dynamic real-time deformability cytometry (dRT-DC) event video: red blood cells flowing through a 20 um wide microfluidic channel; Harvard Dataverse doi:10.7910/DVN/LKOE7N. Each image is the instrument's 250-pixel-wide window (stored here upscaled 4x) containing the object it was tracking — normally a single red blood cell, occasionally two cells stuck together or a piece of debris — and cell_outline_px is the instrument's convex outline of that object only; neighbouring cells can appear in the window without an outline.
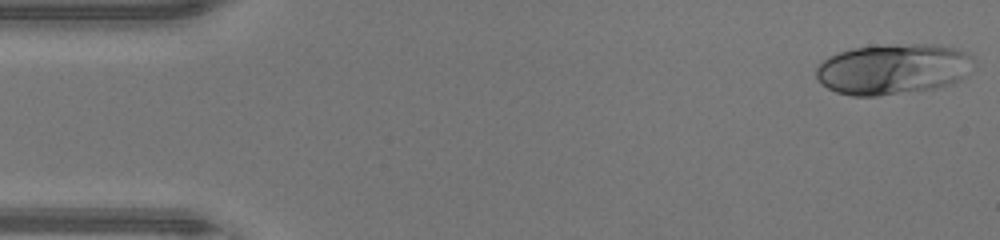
{"species": "human", "species_latin": "Homo sapiens", "temperature_condition": "warm", "stored_images_in_passage": 46, "camera_frame_rate_fps": 3000, "um_per_image_px": 0.085, "donor": {"sex": "male"}, "frame": {"image": 1, "passage_image": 1, "time_ms": 0.0, "image_size_px": [1000, 240], "cell_outline_px": [[976, 68], [960, 80], [952, 84], [936, 88], [876, 96], [852, 96], [836, 92], [828, 88], [816, 76], [816, 68], [828, 56], [852, 48], [912, 44], [932, 44], [956, 48], [968, 52], [972, 56]], "centroid_in_image_um": [75.99, 5.88], "position_along_channel_um": 9.0, "area_um2": 46.59}}
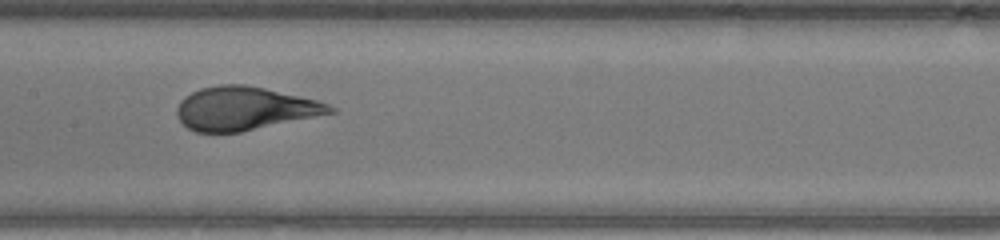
{"frame": {"image": 2, "passage_image": 22, "time_ms": 7.0, "image_size_px": [1000, 240], "cell_outline_px": [[336, 112], [240, 132], [196, 132], [188, 128], [176, 116], [176, 108], [180, 100], [184, 96], [200, 88], [220, 84], [244, 84], [264, 88], [300, 96], [316, 100], [328, 104], [336, 108]], "centroid_in_image_um": [20.75, 9.21], "position_along_channel_um": 186.6, "area_um2": 38.55}}
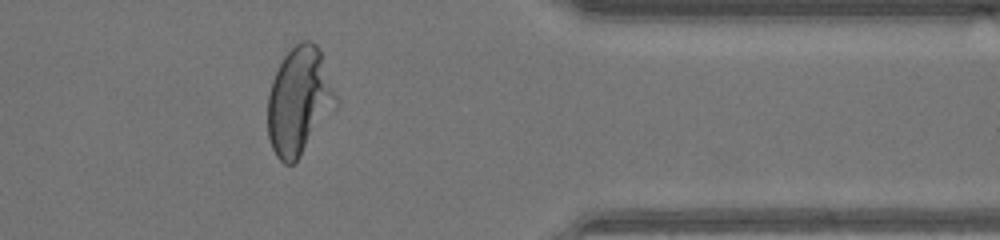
{"frame": {"image": 3, "passage_image": 37, "time_ms": 12.0, "image_size_px": [1000, 240], "cell_outline_px": [[336, 108], [300, 156], [292, 164], [284, 164], [276, 156], [272, 148], [268, 136], [268, 92], [272, 80], [284, 56], [300, 40], [308, 40], [316, 44], [320, 48], [336, 96]], "centroid_in_image_um": [25.42, 8.59], "position_along_channel_um": 386.0, "area_um2": 42.48}, "authors_computed_cell_mechanics": {"area_um2": 41.3559, "velocity_mm_per_s": 4.3946, "shape_relaxation_time_tau1_ms": 2.9223, "shape_relaxation_time_tau2_ms": null, "deformation_change_tau1": 0.1977, "deformation_change_tau2": null}}